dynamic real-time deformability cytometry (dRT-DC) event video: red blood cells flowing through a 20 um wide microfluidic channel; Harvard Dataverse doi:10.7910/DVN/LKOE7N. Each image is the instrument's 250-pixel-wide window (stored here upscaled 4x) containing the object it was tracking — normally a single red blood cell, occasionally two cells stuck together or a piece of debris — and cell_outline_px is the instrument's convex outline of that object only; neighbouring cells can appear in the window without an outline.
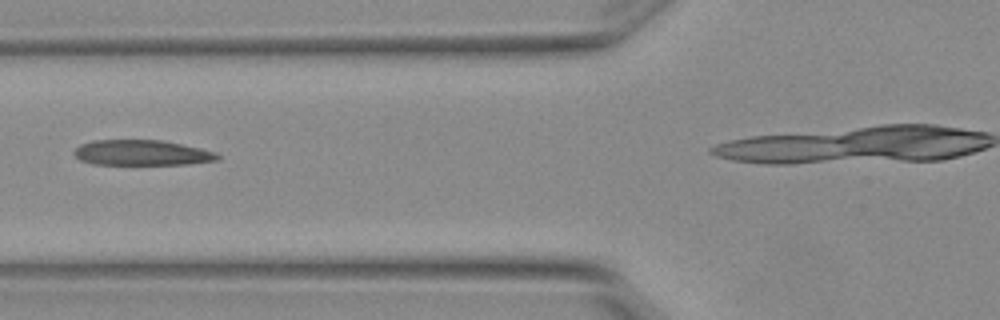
{"species": "Egyptian fruit bat (a non-hibernating species)", "species_latin": "Rousettus aegyptiacus", "temperature_condition": "warm", "stored_images_in_passage": 3, "camera_frame_rate_fps": 3000, "um_per_image_px": 0.085, "animal": {"sex": "female"}, "frame": {"image": 1, "passage_image": 2, "time_ms": 0.333, "image_size_px": [1000, 320], "cell_outline_px": [[220, 160], [188, 164], [92, 164], [80, 160], [72, 152], [80, 144], [92, 140], [164, 140], [200, 148], [216, 152], [220, 156]], "centroid_in_image_um": [12.06, 12.98], "position_along_channel_um": 113.7, "area_um2": 21.33}}